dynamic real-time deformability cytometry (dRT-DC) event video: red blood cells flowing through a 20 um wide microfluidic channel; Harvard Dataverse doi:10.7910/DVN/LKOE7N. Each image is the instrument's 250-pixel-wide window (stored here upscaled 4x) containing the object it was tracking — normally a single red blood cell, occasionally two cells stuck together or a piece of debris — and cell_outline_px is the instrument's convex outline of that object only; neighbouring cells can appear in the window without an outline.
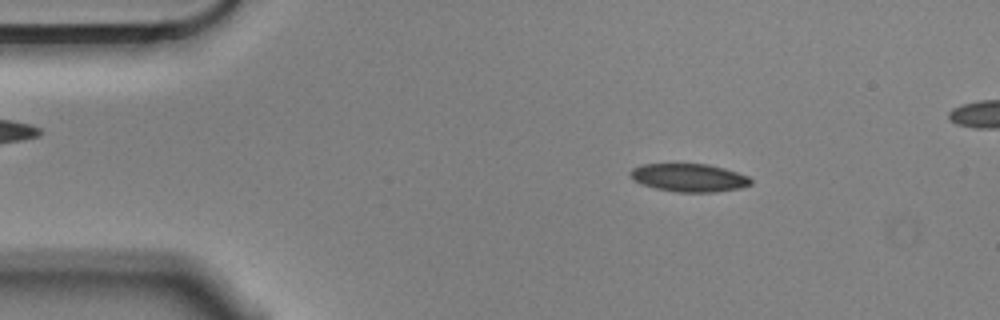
{"species": "Egyptian fruit bat (a non-hibernating species)", "species_latin": "Rousettus aegyptiacus", "temperature_condition": "cold", "stored_images_in_passage": 48, "camera_frame_rate_fps": 3000, "um_per_image_px": 0.085, "animal": {"sex": "male"}, "frame": {"image": 1, "passage_image": 3, "time_ms": 0.667, "image_size_px": [1000, 320], "cell_outline_px": [[752, 184], [740, 188], [716, 192], [676, 192], [656, 188], [640, 184], [632, 180], [628, 176], [628, 172], [632, 168], [640, 164], [708, 164], [724, 168], [748, 176], [752, 180]], "centroid_in_image_um": [58.52, 15.1], "position_along_channel_um": 26.5, "area_um2": 19.94}}
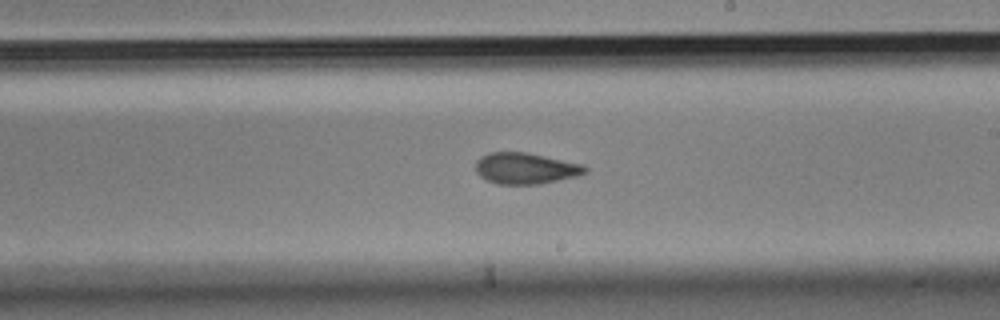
{"frame": {"image": 2, "passage_image": 26, "time_ms": 8.333, "image_size_px": [1000, 320], "cell_outline_px": [[588, 172], [576, 176], [540, 184], [496, 184], [480, 176], [476, 172], [476, 160], [480, 156], [488, 152], [524, 152], [584, 164], [588, 168]], "centroid_in_image_um": [44.67, 14.31], "position_along_channel_um": 244.3, "area_um2": 19.94}}
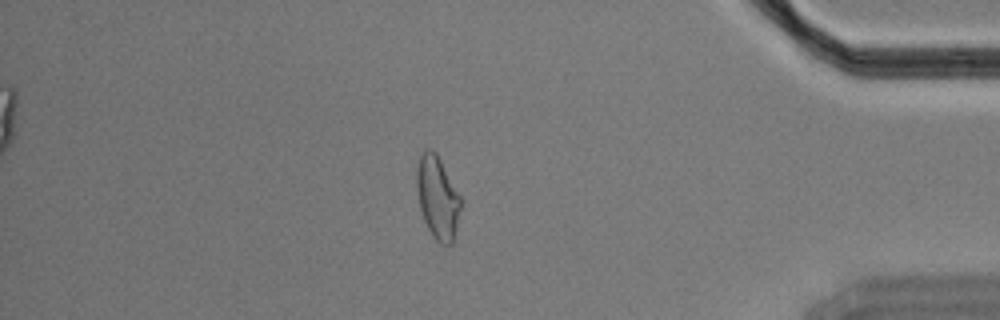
{"frame": {"image": 3, "passage_image": 42, "time_ms": 13.667, "image_size_px": [1000, 320], "cell_outline_px": [[460, 208], [456, 228], [452, 244], [440, 244], [432, 236], [424, 220], [420, 208], [416, 188], [416, 172], [420, 156], [424, 148], [432, 148], [436, 152], [460, 196]], "centroid_in_image_um": [37.16, 16.77], "position_along_channel_um": 398.0, "area_um2": 21.04}, "authors_computed_cell_mechanics": {"area_um2": 20.2878, "velocity_mm_per_s": 3.5566, "shape_relaxation_time_tau1_ms": 7.7529, "shape_relaxation_time_tau2_ms": 2.7331, "deformation_change_tau1": 0.1729, "deformation_change_tau2": 0.0784}}